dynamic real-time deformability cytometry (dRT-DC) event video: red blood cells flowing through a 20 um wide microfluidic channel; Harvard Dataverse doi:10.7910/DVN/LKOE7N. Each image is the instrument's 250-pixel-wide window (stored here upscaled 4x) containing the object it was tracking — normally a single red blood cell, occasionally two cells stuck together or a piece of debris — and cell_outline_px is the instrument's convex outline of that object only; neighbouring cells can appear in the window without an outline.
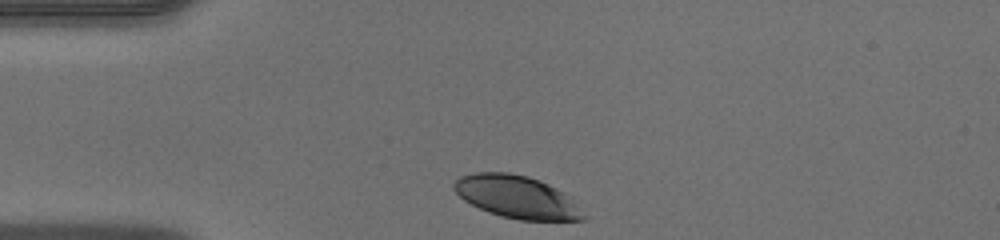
{"species": "human", "species_latin": "Homo sapiens", "temperature_condition": "warm", "stored_images_in_passage": 29, "camera_frame_rate_fps": 3000, "um_per_image_px": 0.085, "donor": {"sex": "male"}, "frame": {"image": 1, "passage_image": 1, "time_ms": 0.0, "image_size_px": [1000, 240], "cell_outline_px": [[588, 216], [584, 220], [520, 220], [500, 216], [488, 212], [464, 200], [452, 188], [452, 184], [460, 176], [472, 172], [508, 172], [528, 176], [540, 180], [572, 196]], "centroid_in_image_um": [43.98, 16.74], "position_along_channel_um": 41.0, "area_um2": 32.54}}
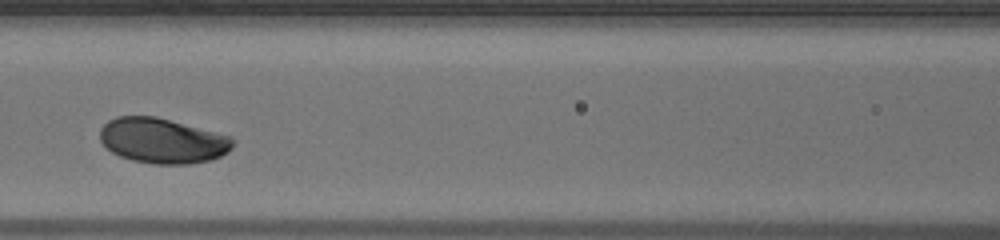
{"frame": {"image": 2, "passage_image": 11, "time_ms": 3.333, "image_size_px": [1000, 240], "cell_outline_px": [[236, 144], [228, 152], [212, 160], [192, 164], [152, 164], [132, 160], [120, 156], [112, 152], [100, 140], [100, 128], [108, 120], [116, 116], [156, 116], [232, 136], [236, 140]], "centroid_in_image_um": [13.85, 11.96], "position_along_channel_um": 152.7, "area_um2": 35.37}}
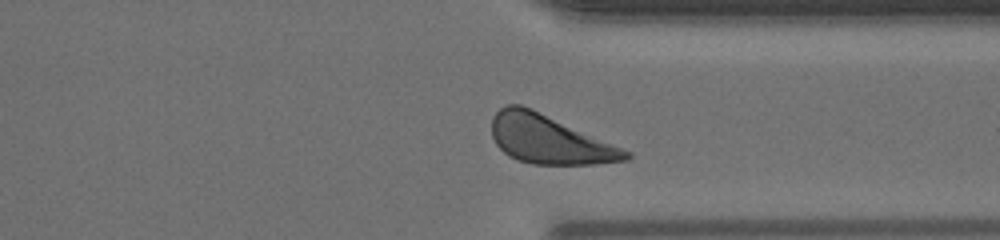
{"frame": {"image": 3, "passage_image": 26, "time_ms": 8.333, "image_size_px": [1000, 240], "cell_outline_px": [[632, 156], [628, 160], [596, 164], [532, 164], [516, 160], [508, 156], [496, 144], [492, 136], [492, 116], [500, 108], [508, 104], [520, 104], [532, 108], [632, 152]], "centroid_in_image_um": [46.68, 11.85], "position_along_channel_um": 364.7, "area_um2": 38.03}}